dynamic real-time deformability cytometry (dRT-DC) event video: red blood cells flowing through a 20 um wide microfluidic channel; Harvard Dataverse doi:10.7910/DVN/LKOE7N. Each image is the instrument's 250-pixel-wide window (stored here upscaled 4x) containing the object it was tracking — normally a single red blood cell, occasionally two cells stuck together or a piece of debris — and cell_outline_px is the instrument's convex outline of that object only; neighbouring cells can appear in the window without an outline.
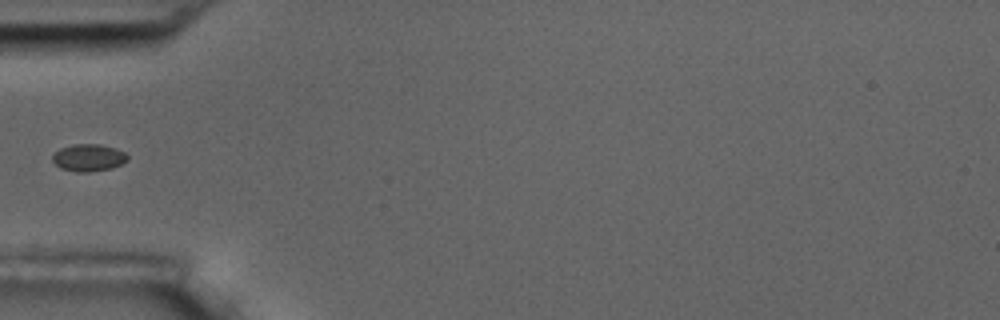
{"species": "common noctule bat (a hibernating species)", "species_latin": "Nyctalus noctula", "temperature_condition": "room temperature", "stored_images_in_passage": 7, "camera_frame_rate_fps": 3000, "um_per_image_px": 0.085, "animal": {"sex": "male", "body_mass_g": 17.5, "forearm_length_mm": 52.3}, "frame": {"image": 1, "passage_image": 7, "time_ms": 7.0, "image_size_px": [1000, 320], "cell_outline_px": [[128, 160], [112, 168], [88, 172], [76, 172], [60, 168], [52, 160], [52, 156], [60, 148], [72, 144], [100, 144], [116, 148], [124, 152], [128, 156]], "centroid_in_image_um": [7.53, 13.4], "position_along_channel_um": 77.5, "area_um2": 11.91}}